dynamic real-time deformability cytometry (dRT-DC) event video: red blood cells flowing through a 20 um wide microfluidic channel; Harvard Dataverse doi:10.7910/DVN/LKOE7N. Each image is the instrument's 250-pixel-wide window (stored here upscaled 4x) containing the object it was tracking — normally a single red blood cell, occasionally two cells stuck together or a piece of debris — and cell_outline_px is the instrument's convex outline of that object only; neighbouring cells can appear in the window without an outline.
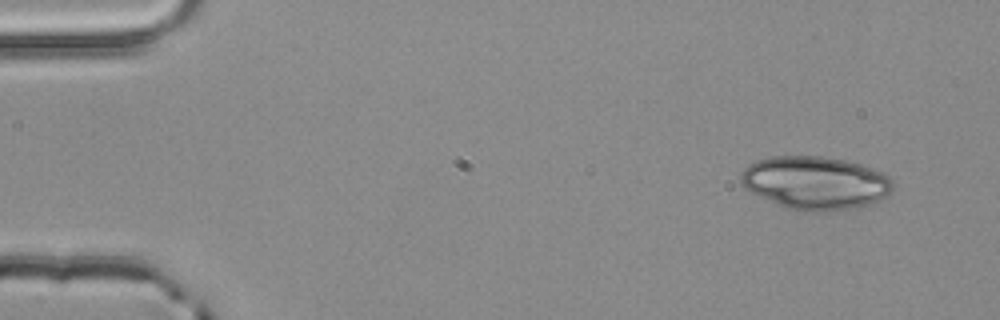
{"species": "common noctule bat (a hibernating species)", "species_latin": "Nyctalus noctula", "temperature_condition": "room temperature", "stored_images_in_passage": 3, "camera_frame_rate_fps": 3000, "um_per_image_px": 0.085, "animal": {"sex": "male", "body_mass_g": 20.4}, "frame": {"image": 1, "passage_image": 1, "time_ms": 0.0, "image_size_px": [1000, 320], "cell_outline_px": [[892, 192], [888, 196], [876, 204], [852, 208], [816, 212], [800, 212], [788, 208], [760, 196], [744, 188], [740, 180], [740, 172], [748, 164], [756, 160], [772, 156], [824, 156], [844, 160], [860, 164], [884, 172], [892, 180]], "centroid_in_image_um": [69.33, 15.54], "position_along_channel_um": 15.7, "area_um2": 47.57}}